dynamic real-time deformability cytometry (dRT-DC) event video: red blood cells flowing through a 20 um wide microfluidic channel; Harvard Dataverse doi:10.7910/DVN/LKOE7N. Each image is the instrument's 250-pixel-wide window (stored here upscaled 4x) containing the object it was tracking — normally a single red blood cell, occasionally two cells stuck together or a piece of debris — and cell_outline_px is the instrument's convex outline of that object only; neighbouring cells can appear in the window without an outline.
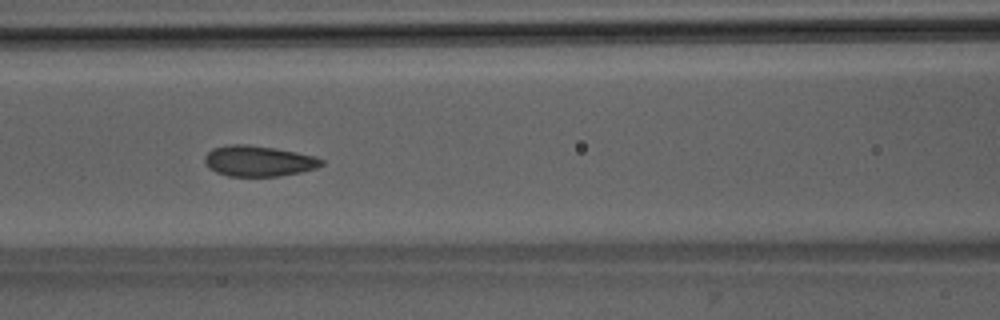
{"species": "Egyptian fruit bat (a non-hibernating species)", "species_latin": "Rousettus aegyptiacus", "temperature_condition": "room temperature", "stored_images_in_passage": 52, "camera_frame_rate_fps": 3000, "um_per_image_px": 0.085, "animal": {"sex": "male"}, "frame": {"image": 1, "passage_image": 23, "time_ms": 7.333, "image_size_px": [1000, 320], "cell_outline_px": [[324, 164], [316, 168], [300, 172], [280, 176], [228, 176], [216, 172], [208, 168], [204, 160], [204, 156], [212, 148], [232, 144], [244, 144], [276, 148], [296, 152], [312, 156], [324, 160]], "centroid_in_image_um": [21.95, 13.69], "position_along_channel_um": 144.6, "area_um2": 20.87}}
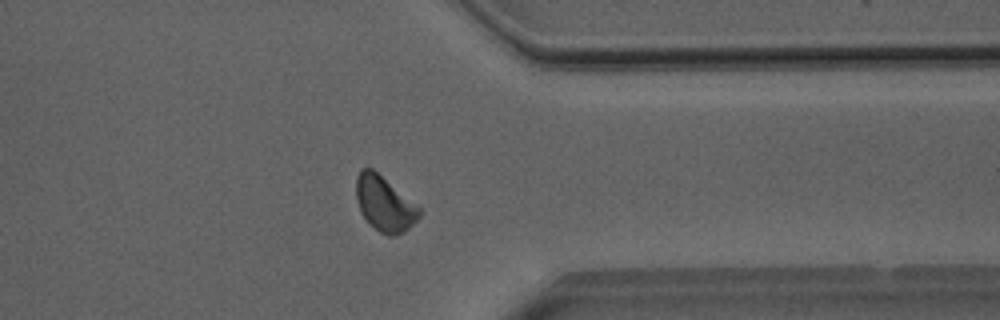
{"frame": {"image": 2, "passage_image": 41, "time_ms": 13.333, "image_size_px": [1000, 320], "cell_outline_px": [[420, 216], [404, 232], [392, 236], [388, 236], [380, 232], [368, 224], [360, 212], [356, 200], [356, 176], [360, 168], [372, 168], [420, 208]], "centroid_in_image_um": [32.63, 17.33], "position_along_channel_um": 378.8, "area_um2": 20.11}}
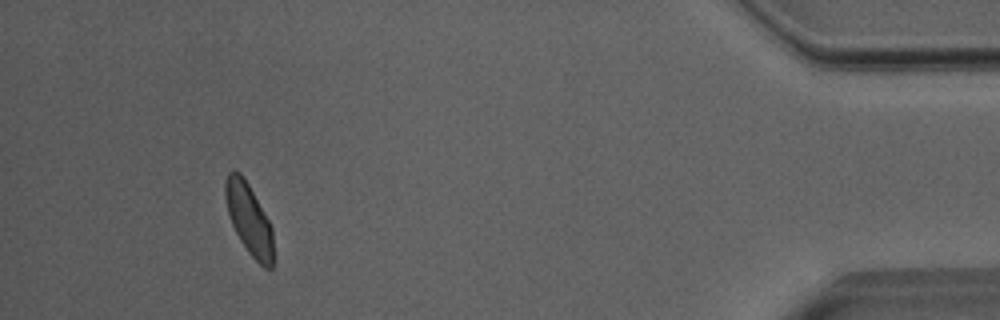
{"frame": {"image": 3, "passage_image": 48, "time_ms": 15.667, "image_size_px": [1000, 320], "cell_outline_px": [[272, 268], [264, 268], [248, 252], [240, 240], [232, 224], [228, 212], [224, 196], [224, 180], [228, 172], [232, 168], [240, 172], [244, 176], [268, 220], [272, 228]], "centroid_in_image_um": [21.12, 18.55], "position_along_channel_um": 414.1, "area_um2": 19.71}, "authors_computed_cell_mechanics": {"area_um2": 20.808, "velocity_mm_per_s": 3.9942, "shape_relaxation_time_tau1_ms": 4.9445, "shape_relaxation_time_tau2_ms": 1.2779, "deformation_change_tau1": 0.1066, "deformation_change_tau2": 0.054}}